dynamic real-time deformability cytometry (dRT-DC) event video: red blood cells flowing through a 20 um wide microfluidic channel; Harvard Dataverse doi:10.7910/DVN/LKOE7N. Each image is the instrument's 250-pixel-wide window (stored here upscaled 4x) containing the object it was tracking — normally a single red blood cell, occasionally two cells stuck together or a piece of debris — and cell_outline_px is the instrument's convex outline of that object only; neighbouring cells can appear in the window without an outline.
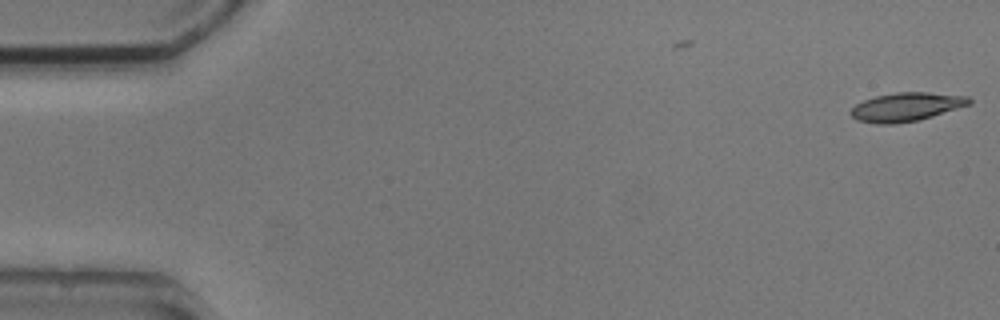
{"species": "common noctule bat (a hibernating species)", "species_latin": "Nyctalus noctula", "temperature_condition": "cold", "stored_images_in_passage": 5, "camera_frame_rate_fps": 3000, "um_per_image_px": 0.085, "animal": {"sex": "male", "body_mass_g": 20.5, "forearm_length_mm": 52.5}, "frame": {"image": 1, "passage_image": 1, "time_ms": 0.0, "image_size_px": [1000, 320], "cell_outline_px": [[972, 104], [920, 120], [896, 124], [876, 124], [856, 120], [848, 112], [856, 104], [864, 100], [876, 96], [896, 92], [928, 92], [968, 96], [972, 100]], "centroid_in_image_um": [77.04, 9.09], "position_along_channel_um": 8.0, "area_um2": 20.0}}